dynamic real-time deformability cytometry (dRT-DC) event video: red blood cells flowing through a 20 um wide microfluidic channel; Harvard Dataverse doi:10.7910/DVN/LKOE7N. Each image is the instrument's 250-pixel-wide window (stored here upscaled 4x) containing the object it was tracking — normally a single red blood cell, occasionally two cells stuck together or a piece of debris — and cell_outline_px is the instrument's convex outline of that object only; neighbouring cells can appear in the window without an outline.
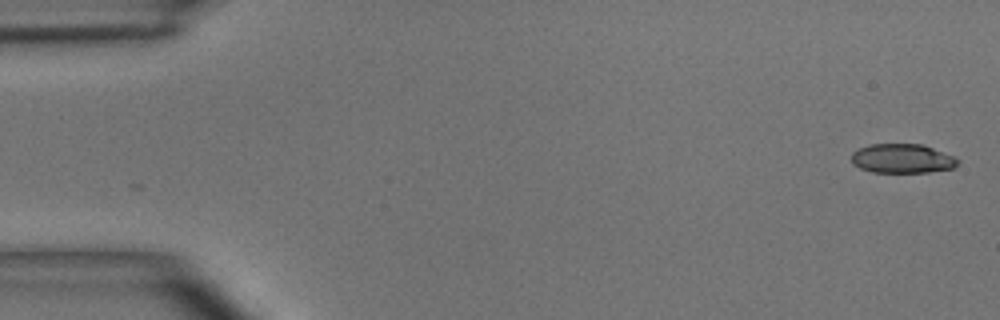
{"species": "common noctule bat (a hibernating species)", "species_latin": "Nyctalus noctula", "temperature_condition": "room temperature", "stored_images_in_passage": 2, "camera_frame_rate_fps": 3000, "um_per_image_px": 0.085, "animal": {"sex": "male", "body_mass_g": 15.6}, "frame": {"image": 1, "passage_image": 2, "time_ms": 1.0, "image_size_px": [1000, 320], "cell_outline_px": [[960, 164], [952, 168], [928, 172], [872, 172], [860, 168], [852, 164], [852, 152], [860, 148], [872, 144], [920, 144], [956, 156], [960, 160]], "centroid_in_image_um": [76.72, 13.48], "position_along_channel_um": 8.3, "area_um2": 18.15}}